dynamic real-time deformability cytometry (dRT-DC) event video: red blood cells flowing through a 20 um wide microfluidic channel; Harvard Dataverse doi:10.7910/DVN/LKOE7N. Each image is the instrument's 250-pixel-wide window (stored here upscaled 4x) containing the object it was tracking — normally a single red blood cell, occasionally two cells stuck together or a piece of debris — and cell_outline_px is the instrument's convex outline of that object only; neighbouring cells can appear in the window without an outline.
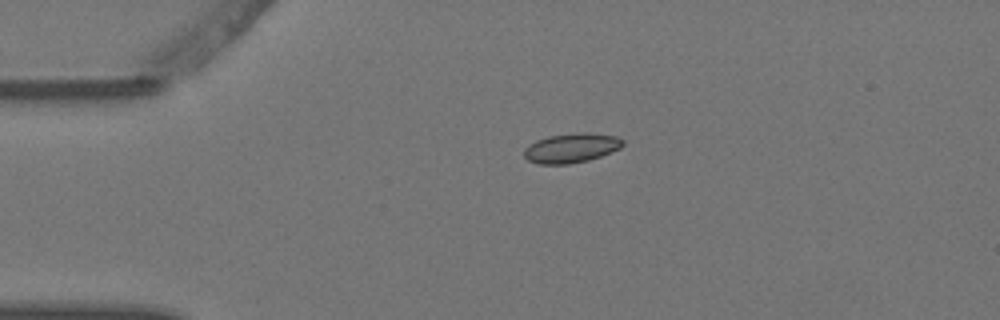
{"species": "Egyptian fruit bat (a non-hibernating species)", "species_latin": "Rousettus aegyptiacus", "temperature_condition": "warm", "stored_images_in_passage": 2, "camera_frame_rate_fps": 3000, "um_per_image_px": 0.085, "animal": {"sex": "female"}, "frame": {"image": 1, "passage_image": 1, "time_ms": 0.0, "image_size_px": [1000, 320], "cell_outline_px": [[624, 144], [620, 148], [612, 152], [588, 160], [568, 164], [540, 164], [528, 160], [524, 156], [524, 148], [536, 140], [548, 136], [584, 132], [588, 132], [616, 136], [624, 140]], "centroid_in_image_um": [48.57, 12.57], "position_along_channel_um": 36.4, "area_um2": 16.94}}